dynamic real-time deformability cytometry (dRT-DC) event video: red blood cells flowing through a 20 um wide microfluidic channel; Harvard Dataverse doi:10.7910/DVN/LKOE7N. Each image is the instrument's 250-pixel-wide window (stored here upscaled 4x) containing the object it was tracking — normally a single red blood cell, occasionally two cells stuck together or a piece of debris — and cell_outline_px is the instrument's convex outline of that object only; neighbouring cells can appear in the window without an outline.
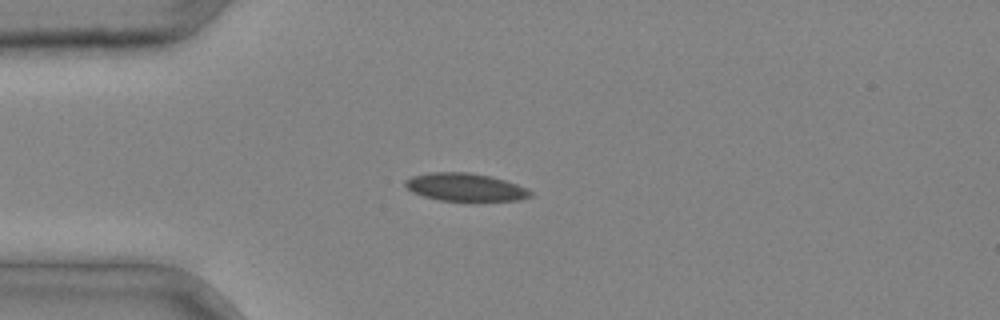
{"species": "common noctule bat (a hibernating species)", "species_latin": "Nyctalus noctula", "temperature_condition": "cold", "stored_images_in_passage": 2, "camera_frame_rate_fps": 3000, "um_per_image_px": 0.085, "animal": {"sex": "male", "body_mass_g": 20.4}, "frame": {"image": 1, "passage_image": 1, "time_ms": 0.0, "image_size_px": [1000, 320], "cell_outline_px": [[532, 196], [520, 200], [440, 200], [424, 196], [412, 192], [404, 184], [404, 180], [412, 176], [428, 172], [468, 172], [488, 176], [504, 180], [516, 184], [532, 192]], "centroid_in_image_um": [39.5, 15.9], "position_along_channel_um": 45.5, "area_um2": 20.0}}
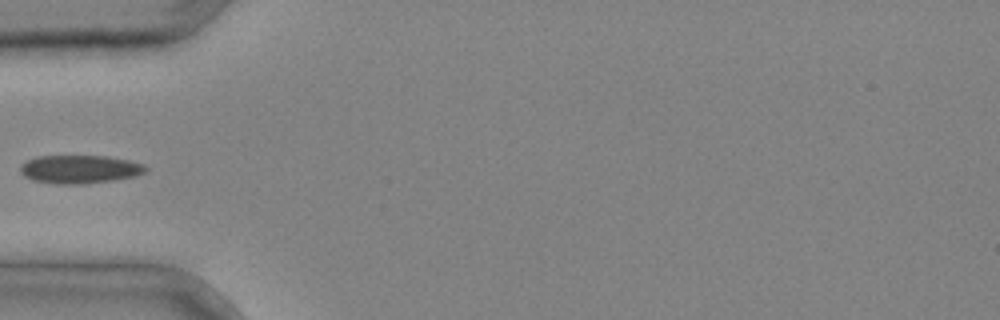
{"frame": {"image": 2, "passage_image": 2, "time_ms": 0.333, "image_size_px": [1000, 320], "cell_outline_px": [[148, 168], [144, 172], [136, 176], [112, 180], [84, 184], [56, 184], [32, 180], [24, 176], [20, 172], [20, 164], [36, 156], [104, 156], [128, 160], [144, 164]], "centroid_in_image_um": [6.75, 14.39], "position_along_channel_um": 78.3, "area_um2": 20.69}}